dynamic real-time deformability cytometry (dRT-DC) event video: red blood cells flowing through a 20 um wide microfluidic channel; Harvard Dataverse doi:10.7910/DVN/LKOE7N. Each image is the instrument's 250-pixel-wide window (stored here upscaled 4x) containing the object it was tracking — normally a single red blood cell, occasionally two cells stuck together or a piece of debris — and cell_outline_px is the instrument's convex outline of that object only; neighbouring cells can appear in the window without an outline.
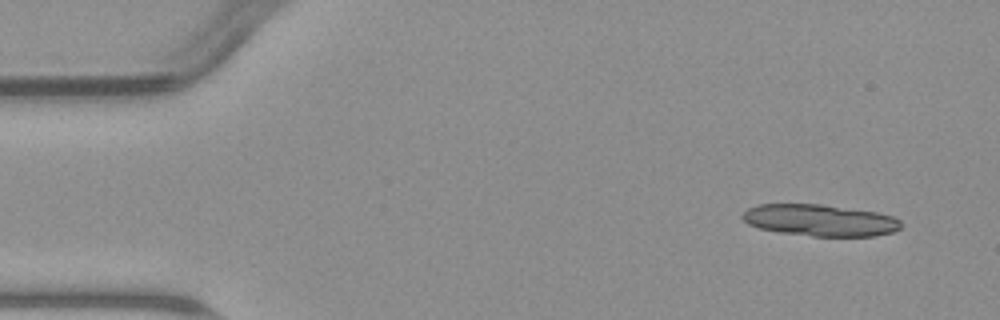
{"species": "common noctule bat (a hibernating species)", "species_latin": "Nyctalus noctula", "temperature_condition": "warm", "stored_images_in_passage": 6, "segment_of_instrument_passage": [1, 2], "camera_frame_rate_fps": 3000, "um_per_image_px": 0.085, "animal": {"sex": "male", "body_mass_g": 23.1, "forearm_length_mm": 52.7}, "frame": {"image": 1, "passage_image": 1, "time_ms": 0.0, "image_size_px": [1000, 320], "cell_outline_px": [[900, 228], [892, 232], [876, 236], [812, 236], [780, 232], [760, 228], [748, 224], [740, 216], [748, 208], [756, 204], [820, 204], [876, 212], [892, 216], [900, 220]], "centroid_in_image_um": [69.67, 18.72], "position_along_channel_um": 15.3, "area_um2": 29.13}}